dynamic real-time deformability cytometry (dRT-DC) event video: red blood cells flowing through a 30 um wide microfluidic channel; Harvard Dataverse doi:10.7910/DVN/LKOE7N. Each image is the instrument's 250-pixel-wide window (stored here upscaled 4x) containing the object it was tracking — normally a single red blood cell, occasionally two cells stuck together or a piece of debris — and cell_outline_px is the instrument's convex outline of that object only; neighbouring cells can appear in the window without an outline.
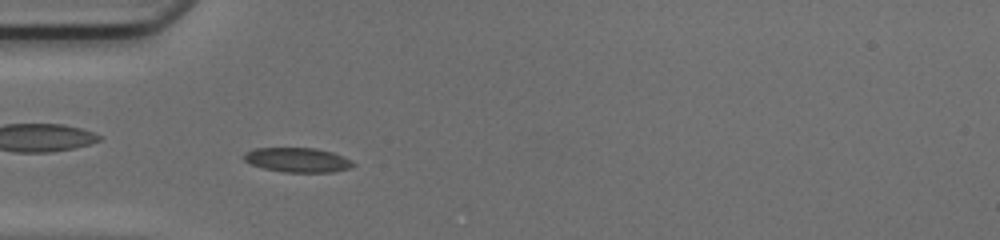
{"species": "common noctule bat (a hibernating species)", "species_latin": "Nyctalus noctula", "temperature_condition": "cold", "stored_images_in_passage": 36, "camera_frame_rate_fps": 3000, "um_per_image_px": 0.085, "animal": {"sex": "female", "body_mass_g": 17.0, "forearm_length_mm": 48.0}, "frame": {"image": 1, "passage_image": 5, "time_ms": 1.333, "image_size_px": [1000, 240], "cell_outline_px": [[356, 164], [352, 168], [332, 172], [284, 172], [264, 168], [252, 164], [244, 160], [244, 152], [256, 148], [316, 148], [332, 152], [352, 160]], "centroid_in_image_um": [25.33, 13.59], "position_along_channel_um": 59.7, "area_um2": 15.61}}
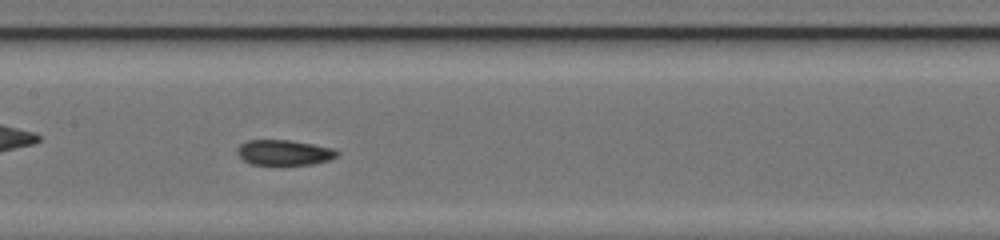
{"frame": {"image": 2, "passage_image": 14, "time_ms": 4.333, "image_size_px": [1000, 240], "cell_outline_px": [[340, 152], [336, 156], [328, 160], [312, 164], [280, 168], [252, 164], [244, 160], [236, 152], [236, 148], [240, 144], [248, 140], [292, 140], [332, 148]], "centroid_in_image_um": [24.12, 13.01], "position_along_channel_um": 183.3, "area_um2": 15.43}}
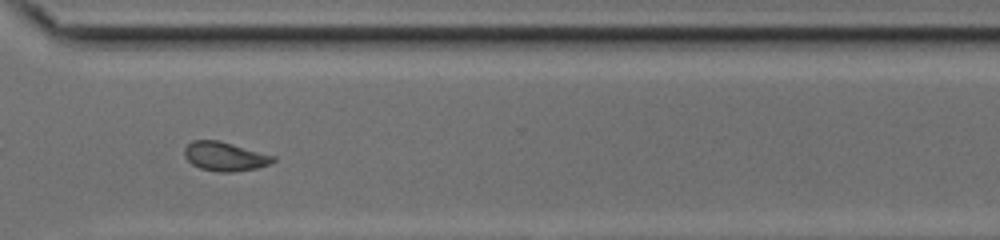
{"frame": {"image": 3, "passage_image": 26, "time_ms": 8.333, "image_size_px": [1000, 240], "cell_outline_px": [[276, 160], [268, 164], [256, 168], [232, 172], [216, 172], [200, 168], [192, 164], [184, 156], [184, 148], [192, 140], [220, 140], [276, 156]], "centroid_in_image_um": [19.1, 13.29], "position_along_channel_um": 351.5, "area_um2": 15.09}, "authors_computed_cell_mechanics": {"area_um2": 14.8546, "velocity_mm_per_s": 4.2209, "shape_relaxation_time_tau1_ms": null, "shape_relaxation_time_tau2_ms": 5.7056, "deformation_change_tau1": null, "deformation_change_tau2": 0.0923}}